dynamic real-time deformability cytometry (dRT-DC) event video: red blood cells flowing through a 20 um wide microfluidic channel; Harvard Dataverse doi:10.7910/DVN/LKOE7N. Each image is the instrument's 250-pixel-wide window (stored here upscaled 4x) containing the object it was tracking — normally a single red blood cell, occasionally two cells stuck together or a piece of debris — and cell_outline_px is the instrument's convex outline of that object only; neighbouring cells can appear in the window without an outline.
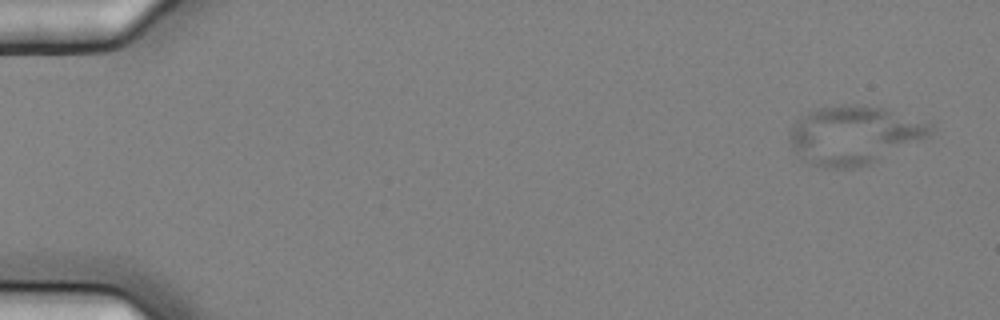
{"species": "common noctule bat (a hibernating species)", "species_latin": "Nyctalus noctula", "temperature_condition": "cold", "stored_images_in_passage": 5, "segment_of_instrument_passage": [1, 2], "camera_frame_rate_fps": 3000, "um_per_image_px": 0.085, "animal": {"sex": "female", "body_mass_g": 25.1}, "frame": {"image": 1, "passage_image": 1, "time_ms": 0.0, "image_size_px": [1000, 320], "cell_outline_px": [[936, 128], [928, 136], [868, 164], [856, 168], [824, 168], [812, 164], [800, 156], [792, 148], [788, 140], [788, 136], [796, 120], [808, 112], [816, 108], [840, 104], [864, 104], [884, 108], [936, 120]], "centroid_in_image_um": [72.67, 11.43], "position_along_channel_um": 12.3, "area_um2": 48.73}}